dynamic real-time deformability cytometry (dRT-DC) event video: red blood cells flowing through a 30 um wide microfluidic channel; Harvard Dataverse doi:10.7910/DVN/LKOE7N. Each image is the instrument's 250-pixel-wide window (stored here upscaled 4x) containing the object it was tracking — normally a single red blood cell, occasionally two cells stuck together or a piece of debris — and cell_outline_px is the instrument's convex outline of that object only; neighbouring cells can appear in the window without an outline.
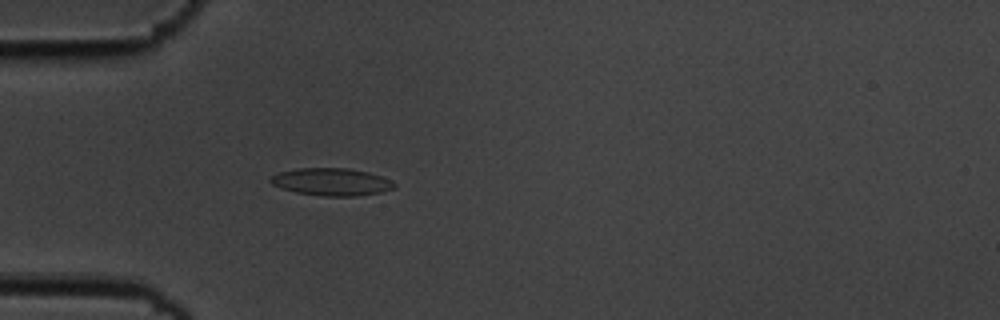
{"species": "common noctule bat (a hibernating species)", "species_latin": "Nyctalus noctula", "temperature_condition": "cold", "stored_images_in_passage": 4, "camera_frame_rate_fps": 3000, "um_per_image_px": 0.085, "animal": {"sex": "male", "body_mass_g": 19.5, "forearm_length_mm": 54.6}, "frame": {"image": 1, "passage_image": 4, "time_ms": 1.0, "image_size_px": [1000, 320], "cell_outline_px": [[396, 188], [380, 192], [356, 196], [324, 196], [296, 192], [272, 184], [268, 180], [272, 176], [280, 172], [296, 168], [348, 168], [368, 172], [392, 180], [396, 184]], "centroid_in_image_um": [28.21, 15.45], "position_along_channel_um": 56.8, "area_um2": 19.71}}